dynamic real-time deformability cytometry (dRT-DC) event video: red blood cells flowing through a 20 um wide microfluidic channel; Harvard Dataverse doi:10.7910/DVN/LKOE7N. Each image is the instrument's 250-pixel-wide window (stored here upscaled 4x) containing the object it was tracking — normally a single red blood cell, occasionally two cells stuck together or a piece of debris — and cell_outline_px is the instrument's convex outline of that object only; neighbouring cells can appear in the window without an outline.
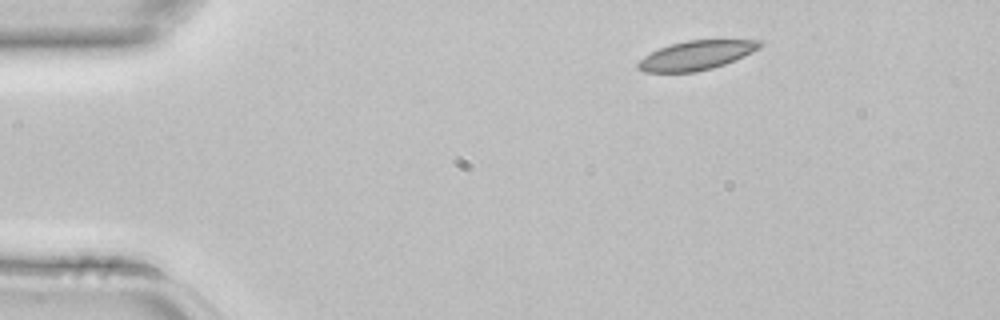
{"species": "common noctule bat (a hibernating species)", "species_latin": "Nyctalus noctula", "temperature_condition": "room temperature", "stored_images_in_passage": 2, "camera_frame_rate_fps": 3000, "um_per_image_px": 0.085, "animal": {"sex": "female", "body_mass_g": 22.7, "forearm_length_mm": 54.2}, "frame": {"image": 1, "passage_image": 1, "time_ms": 0.0, "image_size_px": [1000, 320], "cell_outline_px": [[764, 44], [760, 48], [736, 60], [712, 68], [696, 72], [644, 72], [636, 68], [636, 64], [644, 56], [660, 48], [672, 44], [688, 40], [764, 40]], "centroid_in_image_um": [59.21, 4.7], "position_along_channel_um": 25.8, "area_um2": 20.69}}